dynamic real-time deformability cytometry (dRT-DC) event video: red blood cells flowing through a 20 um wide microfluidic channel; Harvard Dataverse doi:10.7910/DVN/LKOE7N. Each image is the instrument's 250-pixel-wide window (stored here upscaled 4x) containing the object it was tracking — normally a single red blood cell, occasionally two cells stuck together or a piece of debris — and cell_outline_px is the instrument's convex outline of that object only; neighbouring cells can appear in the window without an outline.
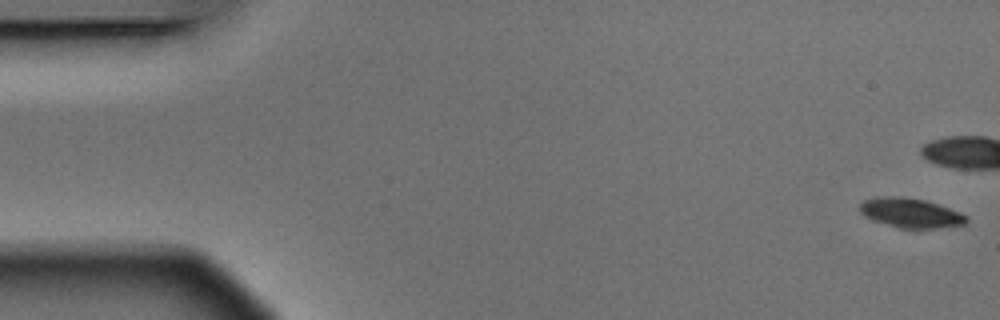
{"species": "Egyptian fruit bat (a non-hibernating species)", "species_latin": "Rousettus aegyptiacus", "temperature_condition": "warm", "stored_images_in_passage": 9, "camera_frame_rate_fps": 3000, "um_per_image_px": 0.085, "animal": {"sex": "male"}, "frame": {"image": 1, "passage_image": 1, "time_ms": 0.0, "image_size_px": [1000, 320], "cell_outline_px": [[968, 220], [964, 224], [936, 228], [900, 228], [872, 220], [864, 216], [860, 212], [860, 204], [864, 200], [876, 196], [904, 196], [928, 200], [960, 212], [968, 216]], "centroid_in_image_um": [77.39, 18.08], "position_along_channel_um": 7.6, "area_um2": 18.55}}
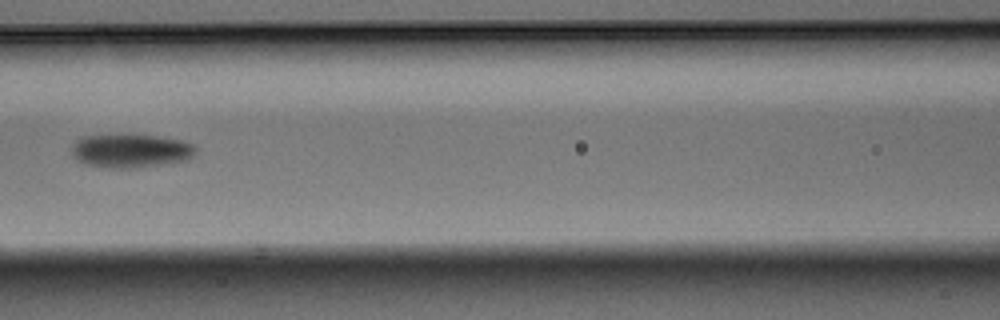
{"frame": {"image": 2, "passage_image": 7, "time_ms": 2.0, "image_size_px": [1000, 320], "cell_outline_px": [[196, 152], [188, 160], [136, 168], [108, 168], [84, 164], [76, 160], [72, 156], [72, 144], [80, 136], [156, 136], [184, 140], [196, 144]], "centroid_in_image_um": [11.12, 12.84], "position_along_channel_um": 155.5, "area_um2": 24.33}}
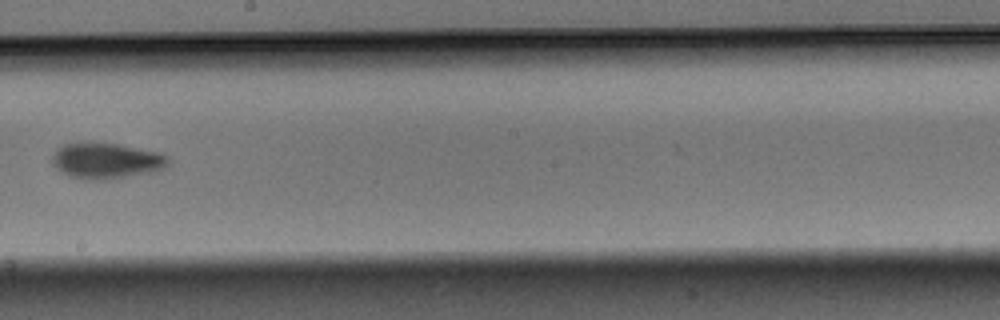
{"frame": {"image": 3, "passage_image": 9, "time_ms": 2.667, "image_size_px": [1000, 320], "cell_outline_px": [[168, 164], [164, 168], [152, 172], [108, 180], [84, 180], [68, 176], [60, 172], [52, 164], [52, 156], [64, 144], [88, 140], [116, 144], [156, 152], [168, 156]], "centroid_in_image_um": [8.98, 13.66], "position_along_channel_um": 239.2, "area_um2": 24.57}}